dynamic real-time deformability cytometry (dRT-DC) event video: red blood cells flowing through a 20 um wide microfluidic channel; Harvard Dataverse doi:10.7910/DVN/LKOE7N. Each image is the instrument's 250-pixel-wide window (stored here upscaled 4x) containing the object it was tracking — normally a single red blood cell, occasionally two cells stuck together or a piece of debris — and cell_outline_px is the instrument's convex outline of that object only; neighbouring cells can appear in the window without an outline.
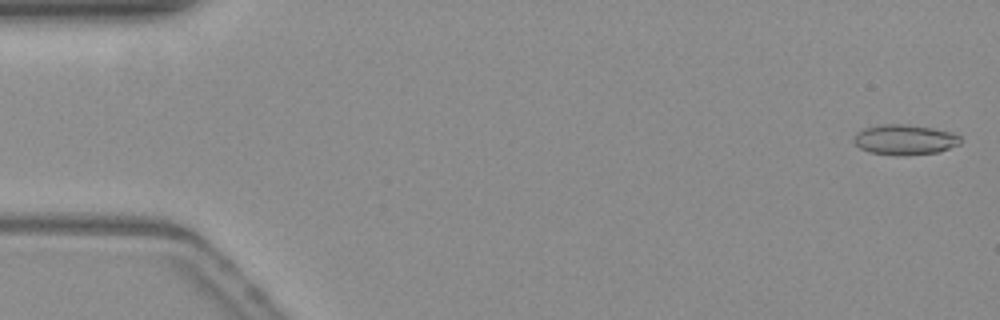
{"species": "common noctule bat (a hibernating species)", "species_latin": "Nyctalus noctula", "temperature_condition": "warm", "stored_images_in_passage": 54, "camera_frame_rate_fps": 3000, "um_per_image_px": 0.085, "animal": {"sex": "female", "body_mass_g": 19.3, "forearm_length_mm": 54.1}, "frame": {"image": 1, "passage_image": 2, "time_ms": 0.333, "image_size_px": [1000, 320], "cell_outline_px": [[960, 144], [940, 152], [908, 156], [896, 156], [868, 152], [860, 148], [852, 140], [856, 132], [864, 128], [880, 124], [904, 124], [932, 128], [948, 132], [960, 136]], "centroid_in_image_um": [76.86, 11.89], "position_along_channel_um": 8.1, "area_um2": 19.02}}
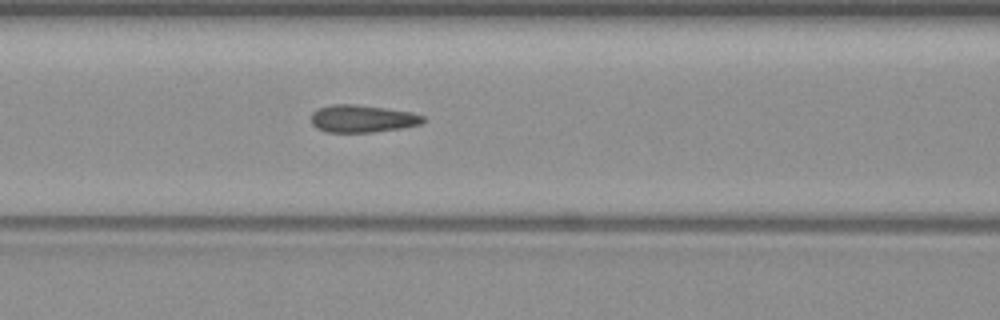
{"frame": {"image": 2, "passage_image": 23, "time_ms": 7.333, "image_size_px": [1000, 320], "cell_outline_px": [[424, 120], [420, 124], [404, 128], [372, 132], [324, 132], [316, 128], [312, 124], [312, 112], [320, 108], [332, 104], [356, 104], [412, 112], [424, 116]], "centroid_in_image_um": [30.79, 10.09], "position_along_channel_um": 135.8, "area_um2": 17.92}}
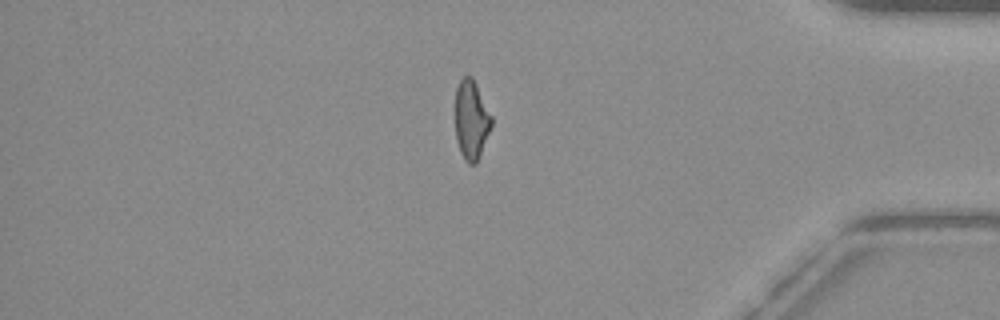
{"frame": {"image": 3, "passage_image": 46, "time_ms": 15.0, "image_size_px": [1000, 320], "cell_outline_px": [[492, 124], [480, 156], [476, 164], [468, 164], [464, 160], [460, 152], [456, 140], [456, 88], [460, 80], [464, 76], [472, 76], [492, 116]], "centroid_in_image_um": [40.06, 10.21], "position_along_channel_um": 395.1, "area_um2": 16.7}, "authors_computed_cell_mechanics": {"area_um2": 17.8602, "velocity_mm_per_s": 3.8182, "shape_relaxation_time_tau1_ms": 11.2232, "shape_relaxation_time_tau2_ms": 1.0037, "deformation_change_tau1": 0.2546, "deformation_change_tau2": 0.0898}}